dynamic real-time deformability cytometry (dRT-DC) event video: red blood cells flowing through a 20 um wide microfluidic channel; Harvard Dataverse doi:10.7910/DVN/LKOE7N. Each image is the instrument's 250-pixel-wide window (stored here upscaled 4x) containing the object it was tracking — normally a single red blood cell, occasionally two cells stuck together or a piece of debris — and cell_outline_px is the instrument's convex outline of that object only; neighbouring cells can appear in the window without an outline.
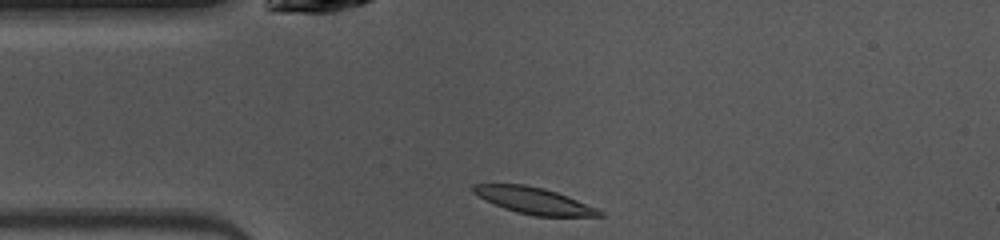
{"species": "common noctule bat (a hibernating species)", "species_latin": "Nyctalus noctula", "temperature_condition": "warm", "stored_images_in_passage": 34, "camera_frame_rate_fps": 3000, "um_per_image_px": 0.085, "animal": {"sex": "female", "body_mass_g": 10.0, "forearm_length_mm": 53.1}, "frame": {"image": 1, "passage_image": 1, "time_ms": 0.0, "image_size_px": [1000, 240], "cell_outline_px": [[604, 216], [536, 216], [516, 212], [504, 208], [484, 200], [472, 192], [472, 184], [524, 184], [544, 188], [568, 196], [596, 208], [604, 212]], "centroid_in_image_um": [45.36, 17.05], "position_along_channel_um": 39.6, "area_um2": 19.42}}
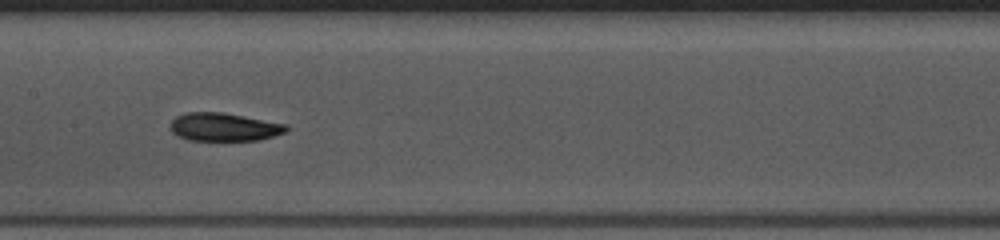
{"frame": {"image": 2, "passage_image": 13, "time_ms": 4.0, "image_size_px": [1000, 240], "cell_outline_px": [[288, 132], [256, 140], [188, 140], [176, 136], [168, 128], [168, 124], [176, 116], [184, 112], [224, 112], [288, 124]], "centroid_in_image_um": [19.0, 10.78], "position_along_channel_um": 188.4, "area_um2": 19.36}}
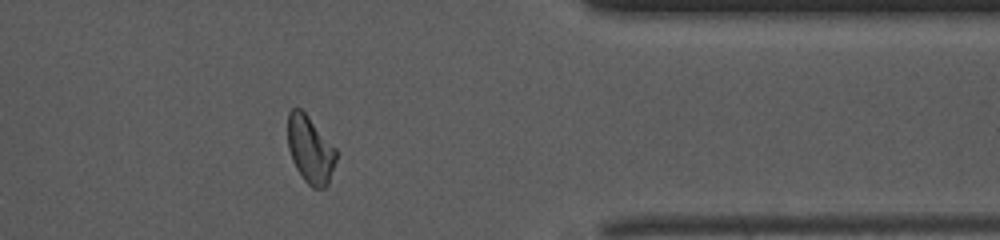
{"frame": {"image": 3, "passage_image": 29, "time_ms": 9.333, "image_size_px": [1000, 240], "cell_outline_px": [[336, 160], [328, 184], [324, 188], [312, 188], [304, 180], [296, 168], [292, 160], [288, 148], [288, 112], [292, 108], [300, 108], [308, 116], [336, 148]], "centroid_in_image_um": [26.36, 12.72], "position_along_channel_um": 385.0, "area_um2": 18.9}, "authors_computed_cell_mechanics": {"area_um2": 19.3919, "velocity_mm_per_s": 4.0519, "shape_relaxation_time_tau1_ms": 3.3355, "shape_relaxation_time_tau2_ms": 2.5424, "deformation_change_tau1": 0.1135, "deformation_change_tau2": 0.0849}}